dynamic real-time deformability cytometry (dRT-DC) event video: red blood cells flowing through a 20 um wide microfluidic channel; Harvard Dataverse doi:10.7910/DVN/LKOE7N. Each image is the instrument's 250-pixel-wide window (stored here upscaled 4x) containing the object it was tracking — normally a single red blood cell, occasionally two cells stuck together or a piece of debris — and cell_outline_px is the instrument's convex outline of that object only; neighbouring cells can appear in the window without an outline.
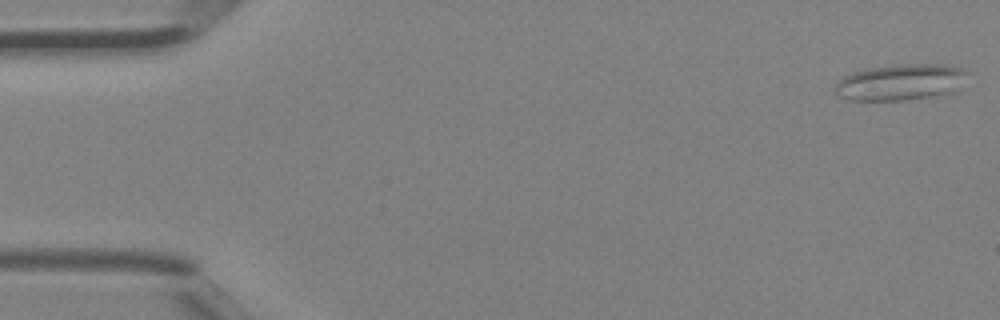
{"species": "Egyptian fruit bat (a non-hibernating species)", "species_latin": "Rousettus aegyptiacus", "temperature_condition": "room temperature", "stored_images_in_passage": 45, "camera_frame_rate_fps": 3000, "um_per_image_px": 0.085, "animal": {"sex": "female"}, "frame": {"image": 1, "passage_image": 1, "time_ms": 0.0, "image_size_px": [1000, 320], "cell_outline_px": [[968, 72], [956, 92], [908, 100], [848, 100], [840, 96], [836, 92], [836, 84], [844, 76], [852, 72], [864, 68], [896, 64], [944, 64], [960, 68]], "centroid_in_image_um": [76.55, 6.98], "position_along_channel_um": 8.4, "area_um2": 28.03}}
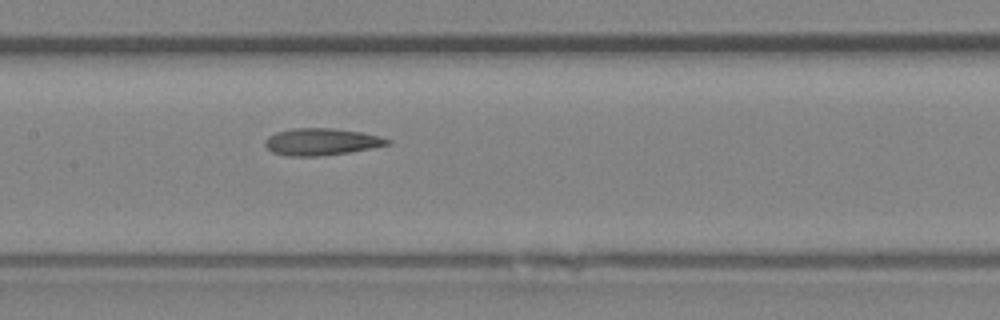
{"frame": {"image": 2, "passage_image": 22, "time_ms": 7.0, "image_size_px": [1000, 320], "cell_outline_px": [[392, 144], [372, 148], [348, 152], [320, 156], [288, 156], [272, 152], [264, 144], [264, 140], [268, 136], [276, 132], [292, 128], [332, 128], [360, 132], [380, 136], [392, 140]], "centroid_in_image_um": [27.32, 12.05], "position_along_channel_um": 180.1, "area_um2": 19.31}}
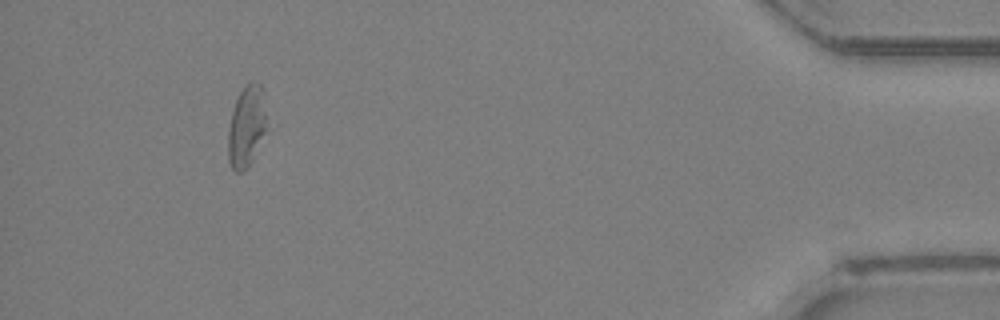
{"frame": {"image": 3, "passage_image": 42, "time_ms": 13.667, "image_size_px": [1000, 320], "cell_outline_px": [[276, 128], [248, 168], [244, 172], [236, 172], [232, 168], [228, 160], [228, 128], [232, 112], [236, 100], [240, 92], [252, 80], [256, 80], [264, 88], [276, 124]], "centroid_in_image_um": [21.19, 10.74], "position_along_channel_um": 414.0, "area_um2": 21.33}, "authors_computed_cell_mechanics": {"area_um2": 19.9988, "velocity_mm_per_s": 4.5154, "shape_relaxation_time_tau1_ms": null, "shape_relaxation_time_tau2_ms": 3.665, "deformation_change_tau1": null, "deformation_change_tau2": 0.1421}}